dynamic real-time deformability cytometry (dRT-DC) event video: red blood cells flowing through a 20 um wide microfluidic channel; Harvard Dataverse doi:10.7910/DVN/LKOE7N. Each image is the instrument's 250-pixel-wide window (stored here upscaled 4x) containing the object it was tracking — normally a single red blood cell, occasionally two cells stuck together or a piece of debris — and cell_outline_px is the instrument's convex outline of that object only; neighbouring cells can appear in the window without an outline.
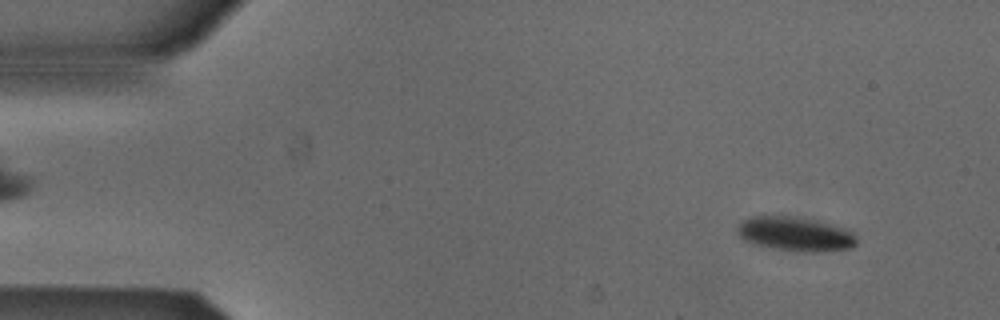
{"species": "Egyptian fruit bat (a non-hibernating species)", "species_latin": "Rousettus aegyptiacus", "temperature_condition": "cold", "stored_images_in_passage": 53, "camera_frame_rate_fps": 3000, "um_per_image_px": 0.085, "animal": {"sex": "male"}, "frame": {"image": 1, "passage_image": 5, "time_ms": 1.333, "image_size_px": [1000, 320], "cell_outline_px": [[852, 240], [848, 244], [792, 244], [768, 240], [756, 236], [748, 232], [748, 228], [752, 224], [792, 224], [816, 228], [832, 232], [844, 236]], "centroid_in_image_um": [67.72, 19.93], "position_along_channel_um": 17.3, "area_um2": 10.75}}
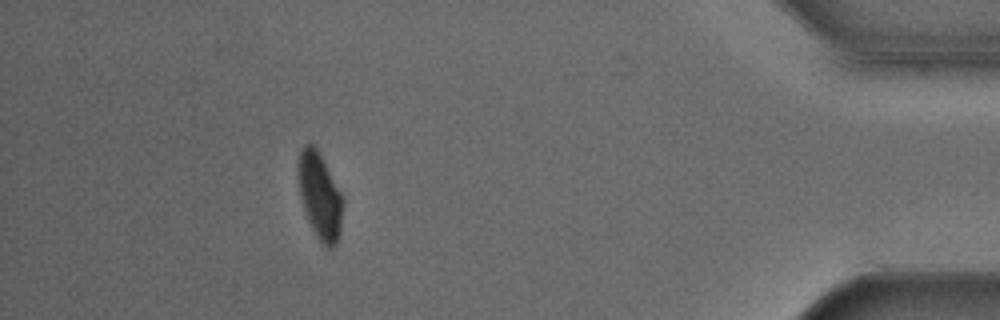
{"frame": {"image": 2, "passage_image": 48, "time_ms": 15.667, "image_size_px": [1000, 320], "cell_outline_px": [[340, 208], [336, 236], [332, 240], [328, 240], [320, 232], [308, 204], [304, 192], [304, 152], [308, 148], [316, 156], [340, 200]], "centroid_in_image_um": [27.28, 16.69], "position_along_channel_um": 407.9, "area_um2": 14.51}}